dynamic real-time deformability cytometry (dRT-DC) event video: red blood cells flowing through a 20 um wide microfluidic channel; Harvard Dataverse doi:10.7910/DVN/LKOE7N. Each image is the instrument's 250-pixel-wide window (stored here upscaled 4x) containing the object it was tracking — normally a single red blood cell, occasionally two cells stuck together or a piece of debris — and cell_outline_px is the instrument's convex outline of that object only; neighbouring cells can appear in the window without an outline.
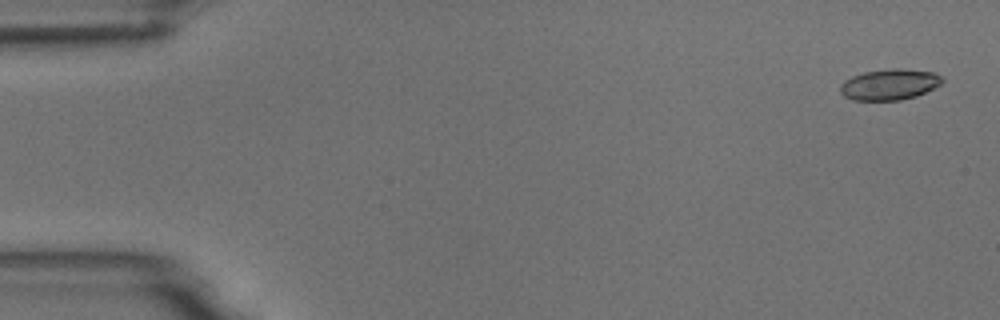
{"species": "common noctule bat (a hibernating species)", "species_latin": "Nyctalus noctula", "temperature_condition": "room temperature", "stored_images_in_passage": 5, "camera_frame_rate_fps": 3000, "um_per_image_px": 0.085, "animal": {"sex": "male", "body_mass_g": 18.8}, "frame": {"image": 1, "passage_image": 1, "time_ms": 0.0, "image_size_px": [1000, 320], "cell_outline_px": [[944, 80], [940, 84], [916, 96], [900, 100], [852, 100], [844, 96], [840, 92], [840, 84], [844, 80], [852, 76], [864, 72], [892, 68], [900, 68], [932, 72], [940, 76]], "centroid_in_image_um": [75.56, 7.18], "position_along_channel_um": 9.4, "area_um2": 18.26}}
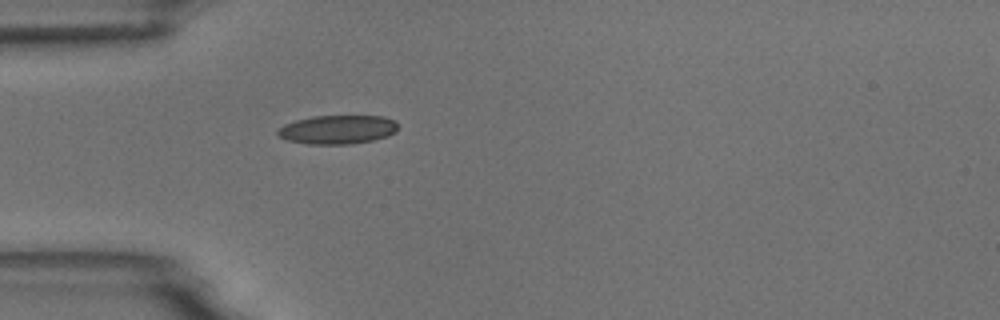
{"frame": {"image": 2, "passage_image": 5, "time_ms": 4.667, "image_size_px": [1000, 320], "cell_outline_px": [[396, 132], [388, 136], [372, 140], [352, 144], [308, 144], [288, 140], [276, 136], [276, 132], [284, 124], [296, 120], [312, 116], [384, 116], [392, 120], [396, 124]], "centroid_in_image_um": [28.66, 11.01], "position_along_channel_um": 56.3, "area_um2": 20.17}}